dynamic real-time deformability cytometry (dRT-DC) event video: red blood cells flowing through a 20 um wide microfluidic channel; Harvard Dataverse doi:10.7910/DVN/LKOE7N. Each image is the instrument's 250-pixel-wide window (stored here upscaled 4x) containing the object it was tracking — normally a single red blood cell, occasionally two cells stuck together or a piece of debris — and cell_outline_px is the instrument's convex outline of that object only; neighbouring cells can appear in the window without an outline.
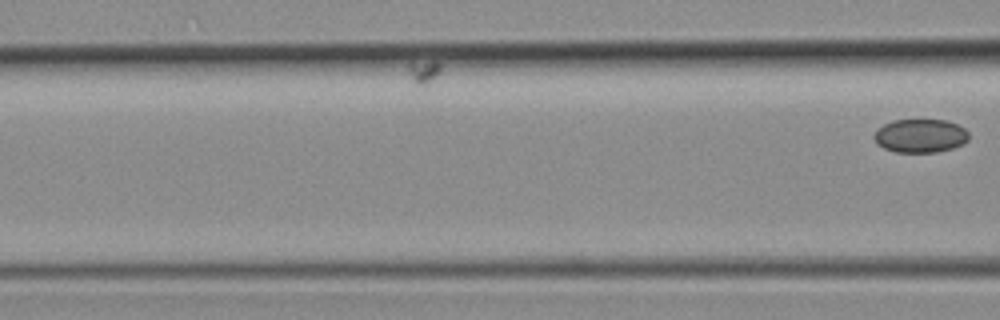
{"species": "common noctule bat (a hibernating species)", "species_latin": "Nyctalus noctula", "temperature_condition": "room temperature", "stored_images_in_passage": 3, "camera_frame_rate_fps": 3000, "um_per_image_px": 0.085, "animal": {"sex": "female", "body_mass_g": 19.3, "forearm_length_mm": 54.1}, "frame": {"image": 1, "passage_image": 3, "time_ms": 0.667, "image_size_px": [1000, 320], "cell_outline_px": [[968, 140], [964, 144], [952, 148], [936, 152], [896, 152], [884, 148], [876, 144], [872, 136], [876, 128], [892, 120], [944, 120], [956, 124], [964, 128], [968, 132]], "centroid_in_image_um": [78.19, 11.54], "position_along_channel_um": 88.4, "area_um2": 18.67}}